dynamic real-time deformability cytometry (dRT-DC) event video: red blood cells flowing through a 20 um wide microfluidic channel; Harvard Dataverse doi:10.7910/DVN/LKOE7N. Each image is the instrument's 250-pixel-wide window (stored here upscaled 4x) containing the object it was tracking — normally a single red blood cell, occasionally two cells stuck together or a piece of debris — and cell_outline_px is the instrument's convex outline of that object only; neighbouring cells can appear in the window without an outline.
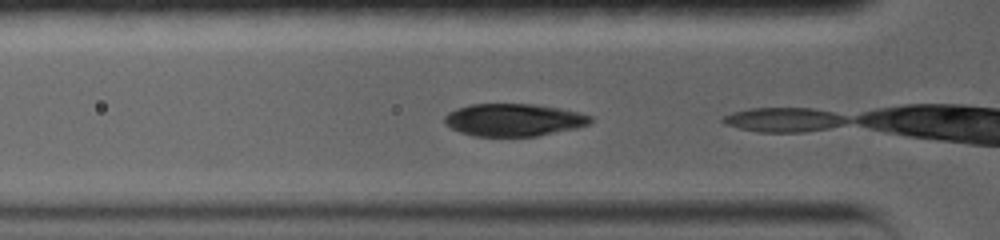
{"species": "common noctule bat (a hibernating species)", "species_latin": "Nyctalus noctula", "temperature_condition": "warm", "stored_images_in_passage": 3, "camera_frame_rate_fps": 5000, "um_per_image_px": 0.085, "animal": {"sex": "female", "body_mass_g": 19.0, "forearm_length_mm": 56.7}, "frame": {"image": 1, "passage_image": 2, "time_ms": 0.4, "image_size_px": [1000, 240], "cell_outline_px": [[592, 120], [588, 124], [576, 128], [536, 136], [476, 136], [460, 132], [444, 124], [444, 116], [448, 112], [456, 108], [468, 104], [532, 104], [560, 108], [592, 116]], "centroid_in_image_um": [43.62, 10.18], "position_along_channel_um": 82.2, "area_um2": 27.57}}